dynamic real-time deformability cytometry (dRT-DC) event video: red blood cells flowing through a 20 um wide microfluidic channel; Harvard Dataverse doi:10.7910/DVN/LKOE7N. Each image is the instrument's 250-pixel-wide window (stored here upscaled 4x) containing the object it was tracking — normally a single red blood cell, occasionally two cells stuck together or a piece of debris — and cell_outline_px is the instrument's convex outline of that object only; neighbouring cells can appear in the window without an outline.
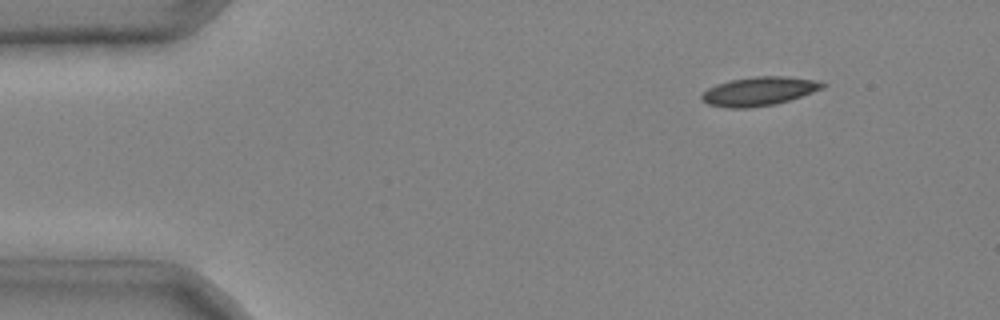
{"species": "common noctule bat (a hibernating species)", "species_latin": "Nyctalus noctula", "temperature_condition": "cold", "stored_images_in_passage": 4, "camera_frame_rate_fps": 3000, "um_per_image_px": 0.085, "animal": {"sex": "male", "body_mass_g": 20.4}, "frame": {"image": 1, "passage_image": 4, "time_ms": 1.0, "image_size_px": [1000, 320], "cell_outline_px": [[828, 84], [824, 88], [776, 104], [748, 108], [728, 108], [708, 104], [700, 96], [708, 88], [716, 84], [732, 80], [756, 76], [784, 76], [816, 80]], "centroid_in_image_um": [64.53, 7.75], "position_along_channel_um": 20.5, "area_um2": 20.11}}